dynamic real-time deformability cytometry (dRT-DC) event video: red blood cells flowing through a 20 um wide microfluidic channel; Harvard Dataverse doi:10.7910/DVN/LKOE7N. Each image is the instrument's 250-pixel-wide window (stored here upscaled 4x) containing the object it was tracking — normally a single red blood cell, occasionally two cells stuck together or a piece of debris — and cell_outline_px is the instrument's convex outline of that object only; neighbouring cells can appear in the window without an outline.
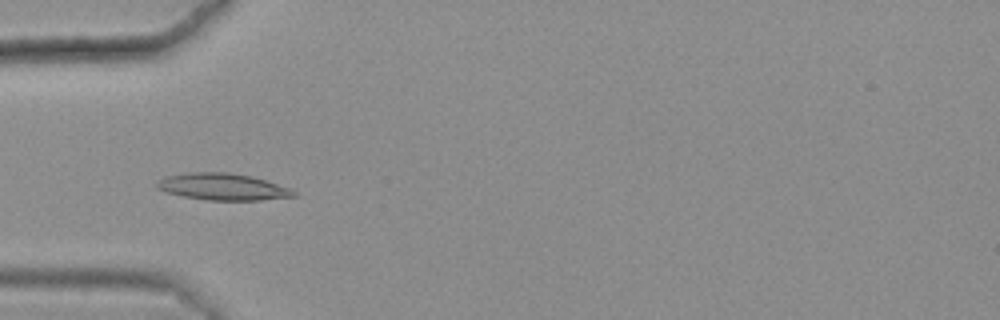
{"species": "common noctule bat (a hibernating species)", "species_latin": "Nyctalus noctula", "temperature_condition": "warm", "stored_images_in_passage": 40, "camera_frame_rate_fps": 3000, "um_per_image_px": 0.085, "animal": {"sex": "female", "body_mass_g": 25.1}, "frame": {"image": 1, "passage_image": 11, "time_ms": 3.333, "image_size_px": [1000, 320], "cell_outline_px": [[300, 196], [260, 200], [208, 200], [180, 196], [164, 192], [156, 188], [156, 180], [168, 176], [188, 172], [228, 172], [252, 176], [288, 188], [296, 192]], "centroid_in_image_um": [18.89, 15.88], "position_along_channel_um": 66.1, "area_um2": 21.44}}
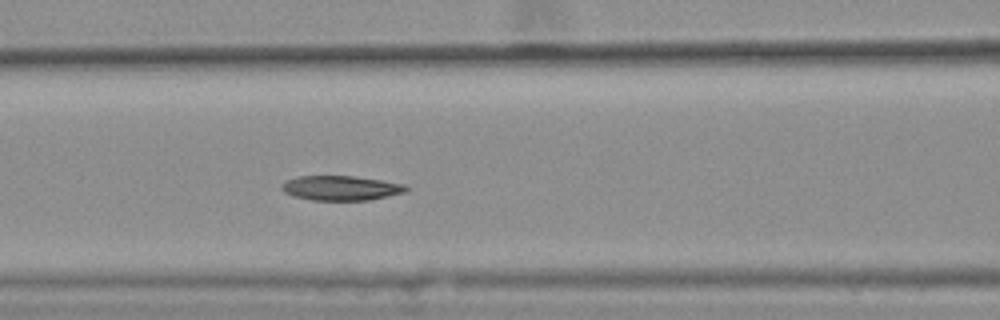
{"frame": {"image": 2, "passage_image": 17, "time_ms": 5.333, "image_size_px": [1000, 320], "cell_outline_px": [[408, 188], [404, 192], [368, 200], [312, 200], [292, 196], [284, 192], [280, 188], [280, 184], [284, 180], [296, 176], [352, 176], [380, 180], [404, 184]], "centroid_in_image_um": [28.87, 15.98], "position_along_channel_um": 137.7, "area_um2": 17.86}}
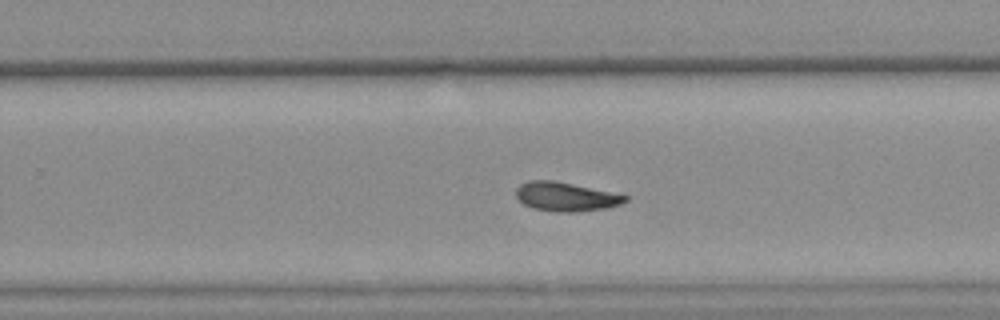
{"frame": {"image": 3, "passage_image": 29, "time_ms": 9.333, "image_size_px": [1000, 320], "cell_outline_px": [[628, 200], [620, 204], [608, 208], [576, 212], [556, 212], [532, 208], [524, 204], [516, 196], [516, 188], [520, 184], [528, 180], [552, 180], [572, 184], [628, 196]], "centroid_in_image_um": [48.06, 16.73], "position_along_channel_um": 281.7, "area_um2": 18.32}, "authors_computed_cell_mechanics": {"area_um2": 18.5249, "velocity_mm_per_s": 3.6154, "shape_relaxation_time_tau1_ms": null, "shape_relaxation_time_tau2_ms": 10.7588, "deformation_change_tau1": null, "deformation_change_tau2": 0.1675}}